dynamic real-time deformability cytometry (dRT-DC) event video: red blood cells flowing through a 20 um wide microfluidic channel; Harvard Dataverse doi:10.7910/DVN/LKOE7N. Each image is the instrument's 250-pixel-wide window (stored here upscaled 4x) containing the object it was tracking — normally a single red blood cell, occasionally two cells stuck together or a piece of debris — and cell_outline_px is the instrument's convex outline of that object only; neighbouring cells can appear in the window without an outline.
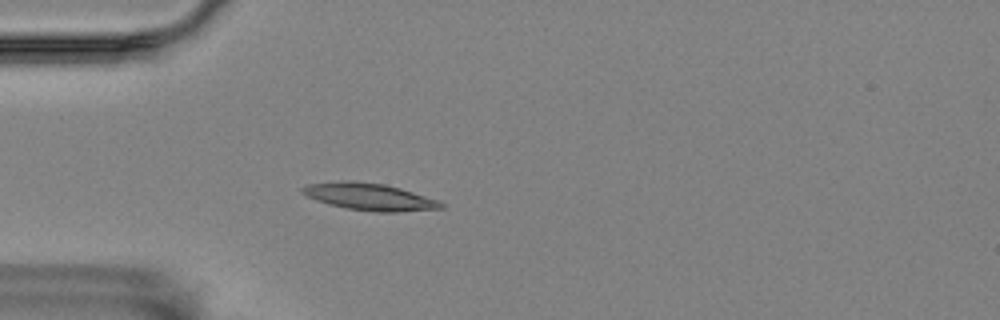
{"species": "Egyptian fruit bat (a non-hibernating species)", "species_latin": "Rousettus aegyptiacus", "temperature_condition": "room temperature", "stored_images_in_passage": 40, "camera_frame_rate_fps": 3000, "um_per_image_px": 0.085, "animal": {"sex": "female"}, "frame": {"image": 1, "passage_image": 10, "time_ms": 3.0, "image_size_px": [1000, 320], "cell_outline_px": [[444, 208], [396, 212], [376, 212], [348, 208], [328, 204], [316, 200], [300, 192], [300, 188], [308, 184], [344, 180], [352, 180], [384, 184], [400, 188], [440, 200], [444, 204]], "centroid_in_image_um": [31.41, 16.72], "position_along_channel_um": 53.6, "area_um2": 21.91}}
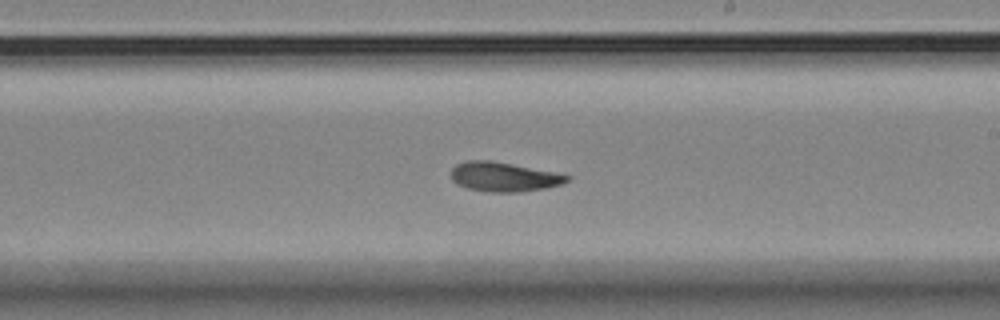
{"frame": {"image": 2, "passage_image": 27, "time_ms": 8.667, "image_size_px": [1000, 320], "cell_outline_px": [[572, 176], [568, 180], [560, 184], [544, 188], [520, 192], [488, 192], [468, 188], [456, 184], [452, 180], [452, 168], [456, 164], [468, 160], [488, 160], [512, 164], [556, 172]], "centroid_in_image_um": [42.81, 15.03], "position_along_channel_um": 246.2, "area_um2": 19.77}}
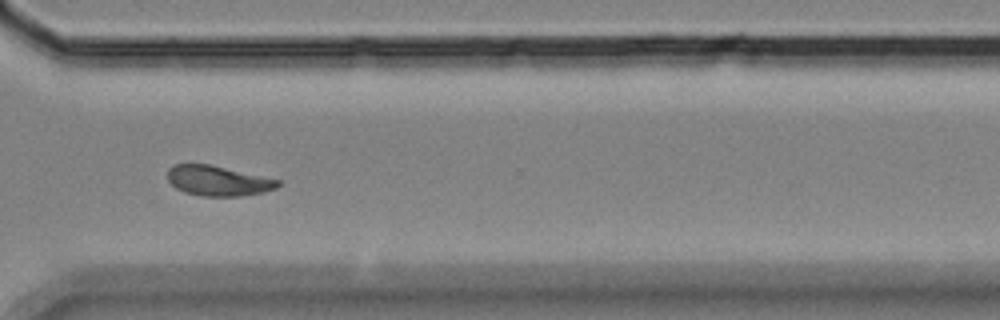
{"frame": {"image": 3, "passage_image": 36, "time_ms": 11.667, "image_size_px": [1000, 320], "cell_outline_px": [[284, 184], [276, 188], [264, 192], [240, 196], [200, 196], [184, 192], [176, 188], [168, 180], [168, 168], [176, 164], [208, 164], [280, 180]], "centroid_in_image_um": [18.55, 15.37], "position_along_channel_um": 352.1, "area_um2": 19.31}, "authors_computed_cell_mechanics": {"area_um2": 19.7676, "velocity_mm_per_s": 3.5272, "shape_relaxation_time_tau1_ms": 5.0302, "shape_relaxation_time_tau2_ms": 5.9307, "deformation_change_tau1": 0.156, "deformation_change_tau2": 0.0944}}